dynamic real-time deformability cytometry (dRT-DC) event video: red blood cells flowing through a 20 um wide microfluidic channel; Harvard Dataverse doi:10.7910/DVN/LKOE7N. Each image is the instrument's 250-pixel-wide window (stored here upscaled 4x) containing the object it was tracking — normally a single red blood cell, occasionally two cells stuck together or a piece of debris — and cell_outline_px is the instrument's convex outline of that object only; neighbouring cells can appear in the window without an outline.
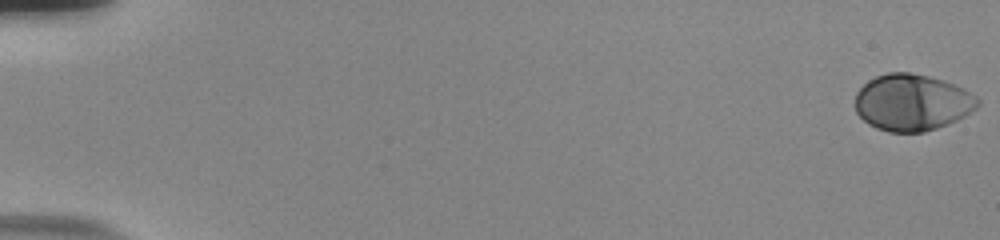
{"species": "human", "species_latin": "Homo sapiens", "temperature_condition": "room temperature", "stored_images_in_passage": 56, "camera_frame_rate_fps": 3000, "um_per_image_px": 0.085, "donor": {"sex": "male"}, "frame": {"image": 1, "passage_image": 1, "time_ms": 0.0, "image_size_px": [1000, 240], "cell_outline_px": [[980, 104], [976, 108], [964, 116], [948, 124], [924, 132], [888, 132], [876, 128], [868, 124], [856, 112], [856, 92], [868, 80], [876, 76], [888, 72], [908, 72], [928, 76], [944, 80], [964, 88], [976, 96], [980, 100]], "centroid_in_image_um": [77.53, 8.7], "position_along_channel_um": 7.5, "area_um2": 40.52}}
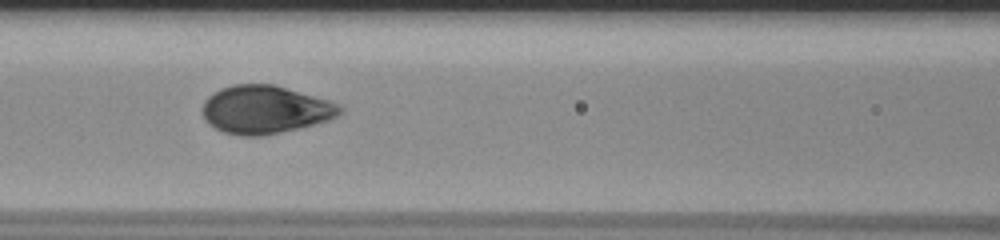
{"frame": {"image": 2, "passage_image": 27, "time_ms": 8.667, "image_size_px": [1000, 240], "cell_outline_px": [[344, 112], [332, 120], [300, 128], [260, 136], [240, 136], [224, 132], [208, 124], [204, 120], [204, 100], [208, 96], [220, 88], [232, 84], [276, 84], [328, 100], [344, 108]], "centroid_in_image_um": [22.56, 9.31], "position_along_channel_um": 144.0, "area_um2": 38.78}}
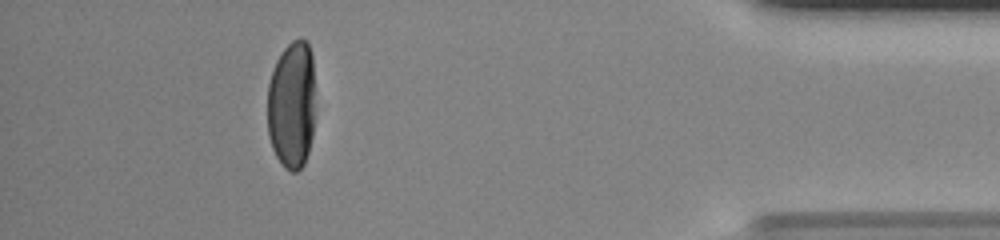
{"frame": {"image": 3, "passage_image": 52, "time_ms": 17.0, "image_size_px": [1000, 240], "cell_outline_px": [[312, 136], [308, 152], [304, 164], [296, 172], [292, 172], [284, 168], [276, 156], [272, 148], [268, 136], [268, 84], [276, 60], [284, 48], [292, 40], [304, 40], [308, 44], [312, 56]], "centroid_in_image_um": [24.76, 8.95], "position_along_channel_um": 410.4, "area_um2": 35.14}}